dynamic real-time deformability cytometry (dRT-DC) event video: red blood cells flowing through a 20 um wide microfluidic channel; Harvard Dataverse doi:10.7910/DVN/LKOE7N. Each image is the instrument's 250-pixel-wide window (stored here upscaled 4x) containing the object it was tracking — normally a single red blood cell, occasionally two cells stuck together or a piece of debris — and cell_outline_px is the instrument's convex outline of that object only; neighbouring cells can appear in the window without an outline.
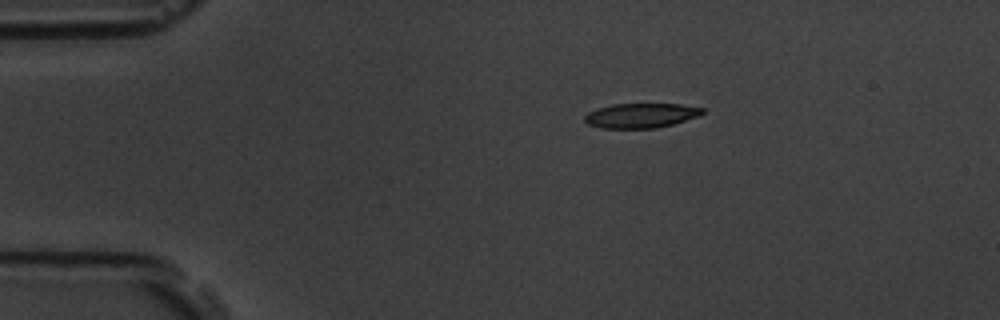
{"species": "common noctule bat (a hibernating species)", "species_latin": "Nyctalus noctula", "temperature_condition": "room temperature", "stored_images_in_passage": 4, "camera_frame_rate_fps": 3000, "um_per_image_px": 0.085, "animal": {"sex": "male", "body_mass_g": 19.5, "forearm_length_mm": 54.6}, "frame": {"image": 1, "passage_image": 1, "time_ms": 0.0, "image_size_px": [1000, 320], "cell_outline_px": [[704, 112], [700, 116], [672, 124], [656, 128], [600, 128], [588, 124], [584, 120], [584, 116], [588, 112], [596, 108], [612, 104], [680, 104], [704, 108]], "centroid_in_image_um": [54.47, 9.81], "position_along_channel_um": 30.5, "area_um2": 16.99}}
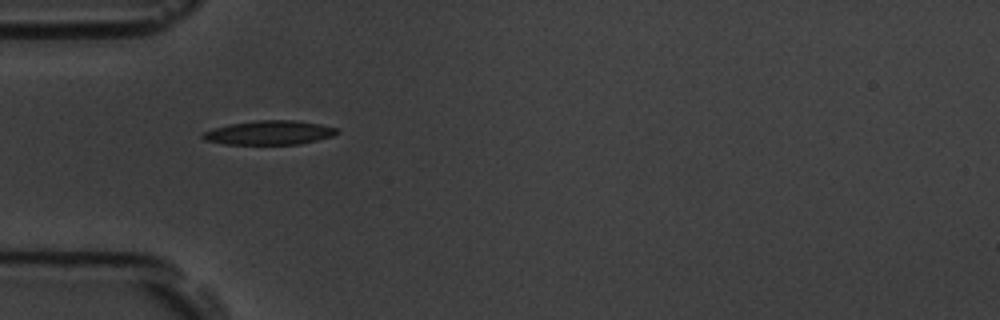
{"frame": {"image": 2, "passage_image": 3, "time_ms": 2.333, "image_size_px": [1000, 320], "cell_outline_px": [[340, 132], [332, 136], [300, 144], [224, 144], [204, 140], [200, 136], [204, 132], [228, 124], [256, 120], [300, 120], [340, 128]], "centroid_in_image_um": [22.93, 11.27], "position_along_channel_um": 62.1, "area_um2": 18.96}}
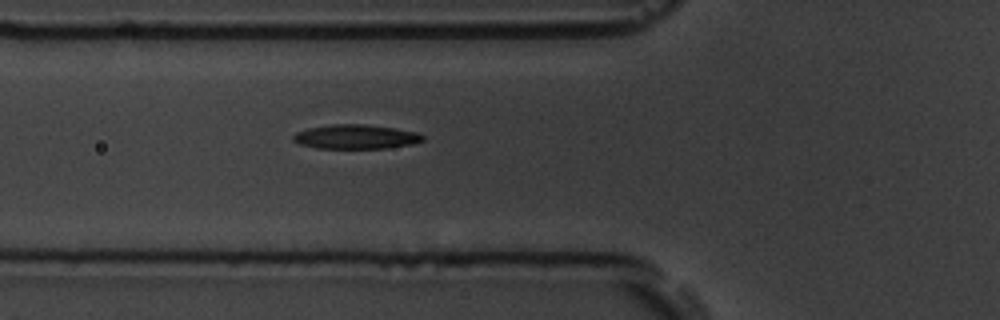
{"frame": {"image": 3, "passage_image": 4, "time_ms": 3.333, "image_size_px": [1000, 320], "cell_outline_px": [[424, 140], [412, 144], [388, 148], [316, 148], [300, 144], [292, 140], [292, 136], [296, 132], [308, 128], [332, 124], [364, 124], [396, 128], [416, 132], [424, 136]], "centroid_in_image_um": [30.23, 11.62], "position_along_channel_um": 95.6, "area_um2": 18.38}}